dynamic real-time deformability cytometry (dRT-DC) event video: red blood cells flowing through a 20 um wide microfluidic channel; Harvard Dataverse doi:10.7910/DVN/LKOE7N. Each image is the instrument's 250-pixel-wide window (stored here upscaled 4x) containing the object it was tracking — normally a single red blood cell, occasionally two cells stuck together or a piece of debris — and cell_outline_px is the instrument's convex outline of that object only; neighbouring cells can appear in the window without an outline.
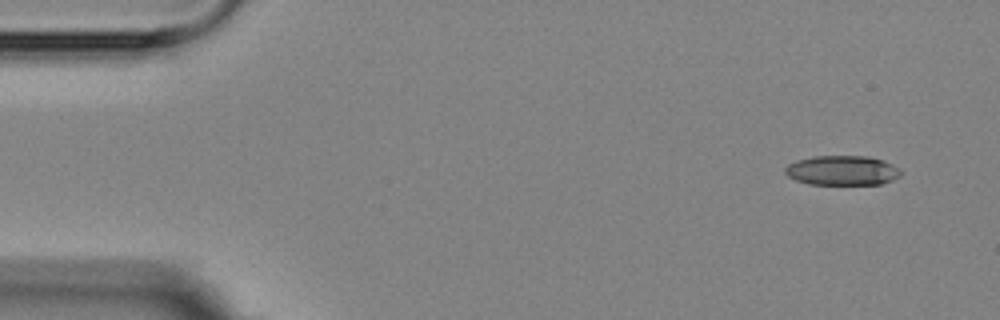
{"species": "Egyptian fruit bat (a non-hibernating species)", "species_latin": "Rousettus aegyptiacus", "temperature_condition": "room temperature", "stored_images_in_passage": 4, "camera_frame_rate_fps": 3000, "um_per_image_px": 0.085, "animal": {"sex": "female"}, "frame": {"image": 1, "passage_image": 1, "time_ms": 0.0, "image_size_px": [1000, 320], "cell_outline_px": [[900, 176], [892, 180], [880, 184], [808, 184], [796, 180], [788, 176], [784, 172], [784, 168], [788, 164], [796, 160], [812, 156], [868, 156], [884, 160], [900, 168]], "centroid_in_image_um": [71.58, 14.48], "position_along_channel_um": 13.4, "area_um2": 20.11}}